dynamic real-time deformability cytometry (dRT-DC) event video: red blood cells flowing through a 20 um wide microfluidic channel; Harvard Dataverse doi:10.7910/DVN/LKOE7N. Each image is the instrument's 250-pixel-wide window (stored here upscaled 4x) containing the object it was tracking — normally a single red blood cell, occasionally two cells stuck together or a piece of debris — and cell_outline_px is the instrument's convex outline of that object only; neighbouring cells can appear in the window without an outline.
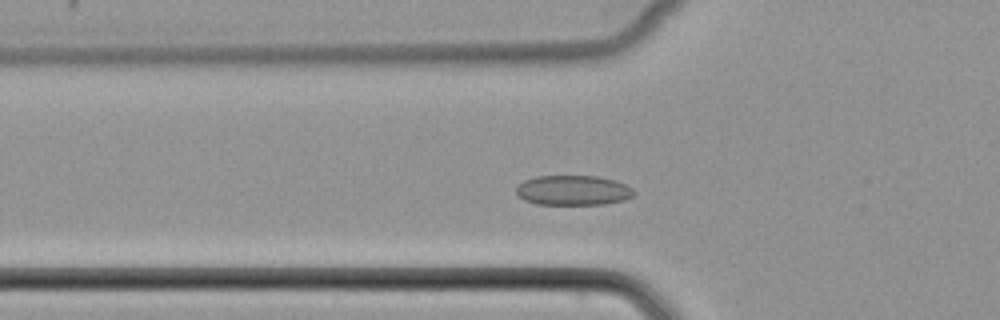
{"species": "common noctule bat (a hibernating species)", "species_latin": "Nyctalus noctula", "temperature_condition": "cold", "stored_images_in_passage": 47, "camera_frame_rate_fps": 3000, "um_per_image_px": 0.085, "animal": {"sex": "female", "body_mass_g": 22.7, "forearm_length_mm": 54.2}, "frame": {"image": 1, "passage_image": 13, "time_ms": 4.0, "image_size_px": [1000, 320], "cell_outline_px": [[636, 192], [632, 196], [624, 200], [604, 204], [536, 204], [524, 200], [516, 192], [516, 188], [524, 180], [536, 176], [596, 176], [616, 180], [632, 188]], "centroid_in_image_um": [48.72, 16.17], "position_along_channel_um": 77.1, "area_um2": 20.46}}
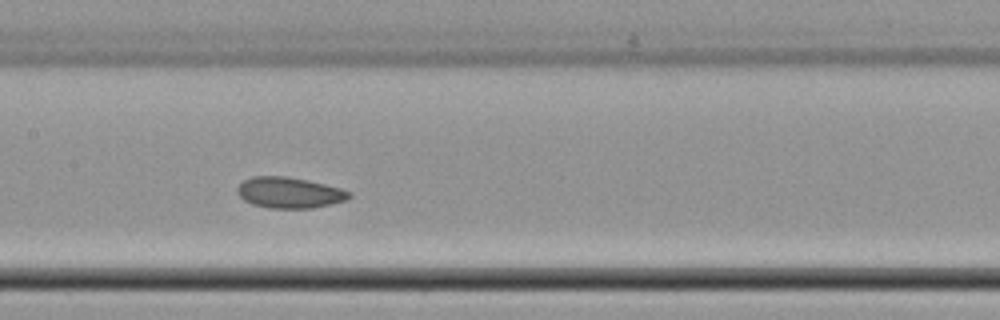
{"frame": {"image": 2, "passage_image": 21, "time_ms": 6.667, "image_size_px": [1000, 320], "cell_outline_px": [[352, 196], [348, 200], [312, 208], [268, 208], [252, 204], [244, 200], [236, 192], [236, 188], [244, 180], [252, 176], [288, 176], [308, 180], [340, 188], [352, 192]], "centroid_in_image_um": [24.6, 16.37], "position_along_channel_um": 182.8, "area_um2": 20.29}}
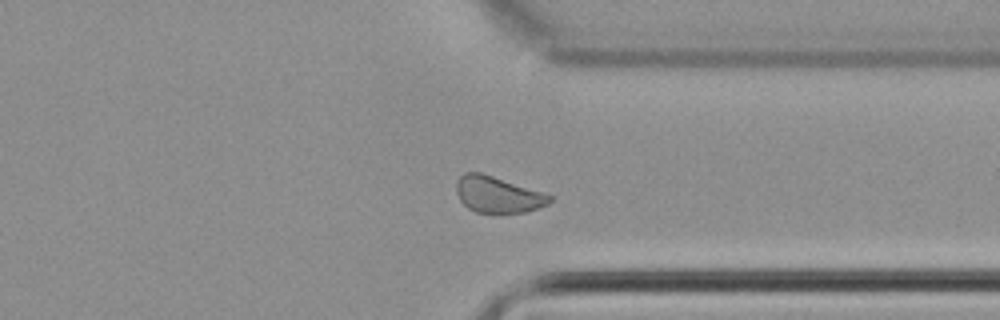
{"frame": {"image": 3, "passage_image": 35, "time_ms": 11.333, "image_size_px": [1000, 320], "cell_outline_px": [[556, 200], [540, 208], [524, 212], [492, 216], [476, 212], [468, 208], [460, 200], [456, 192], [456, 180], [464, 172], [480, 172], [544, 192], [556, 196]], "centroid_in_image_um": [42.36, 16.58], "position_along_channel_um": 369.0, "area_um2": 20.63}}